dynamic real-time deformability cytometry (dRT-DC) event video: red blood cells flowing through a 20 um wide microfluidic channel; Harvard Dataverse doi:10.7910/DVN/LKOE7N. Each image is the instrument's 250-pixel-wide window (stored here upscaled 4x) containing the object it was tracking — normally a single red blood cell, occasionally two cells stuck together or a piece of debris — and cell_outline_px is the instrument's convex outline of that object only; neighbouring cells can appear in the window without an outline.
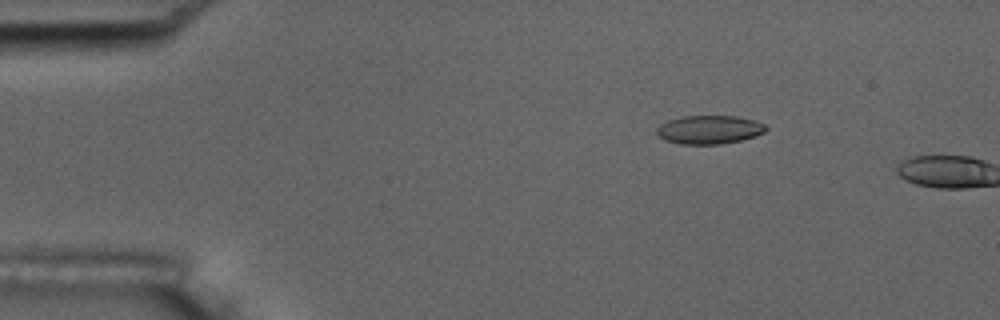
{"species": "common noctule bat (a hibernating species)", "species_latin": "Nyctalus noctula", "temperature_condition": "room temperature", "stored_images_in_passage": 2, "camera_frame_rate_fps": 3000, "um_per_image_px": 0.085, "animal": {"sex": "male", "body_mass_g": 17.5, "forearm_length_mm": 52.3}, "frame": {"image": 1, "passage_image": 1, "time_ms": 0.0, "image_size_px": [1000, 320], "cell_outline_px": [[768, 128], [764, 132], [756, 136], [740, 140], [720, 144], [680, 144], [664, 140], [656, 136], [656, 128], [660, 124], [668, 120], [684, 116], [736, 116], [756, 120], [764, 124]], "centroid_in_image_um": [60.26, 11.02], "position_along_channel_um": 24.7, "area_um2": 18.32}}